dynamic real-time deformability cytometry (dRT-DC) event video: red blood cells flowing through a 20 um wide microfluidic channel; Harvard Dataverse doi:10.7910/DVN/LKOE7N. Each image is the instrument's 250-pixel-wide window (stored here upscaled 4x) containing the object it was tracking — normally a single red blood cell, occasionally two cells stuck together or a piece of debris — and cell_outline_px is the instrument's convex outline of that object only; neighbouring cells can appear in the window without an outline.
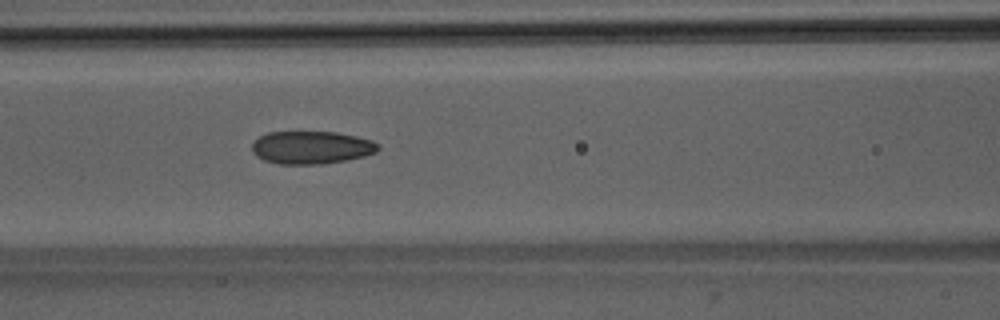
{"species": "Egyptian fruit bat (a non-hibernating species)", "species_latin": "Rousettus aegyptiacus", "temperature_condition": "room temperature", "stored_images_in_passage": 51, "camera_frame_rate_fps": 3000, "um_per_image_px": 0.085, "animal": {"sex": "male"}, "frame": {"image": 1, "passage_image": 22, "time_ms": 7.0, "image_size_px": [1000, 320], "cell_outline_px": [[380, 148], [376, 152], [364, 156], [348, 160], [320, 164], [276, 164], [264, 160], [256, 156], [252, 152], [252, 144], [260, 136], [268, 132], [336, 132], [356, 136], [372, 140], [380, 144]], "centroid_in_image_um": [26.48, 12.54], "position_along_channel_um": 140.1, "area_um2": 24.28}}
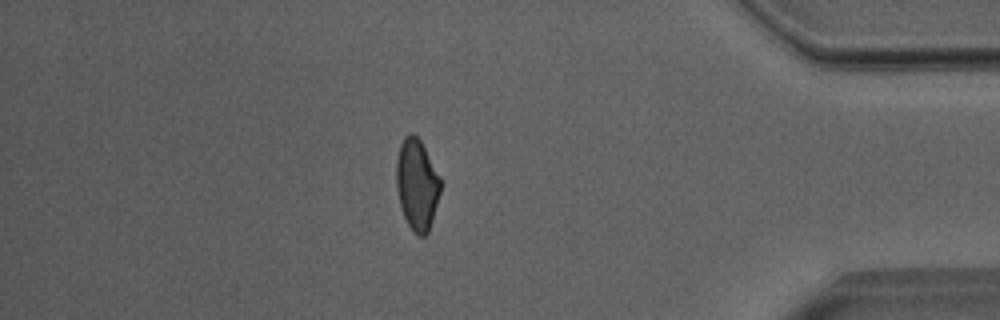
{"frame": {"image": 2, "passage_image": 44, "time_ms": 14.333, "image_size_px": [1000, 320], "cell_outline_px": [[440, 192], [432, 220], [428, 232], [424, 236], [416, 236], [412, 232], [404, 216], [400, 204], [396, 188], [396, 160], [400, 144], [404, 136], [408, 132], [412, 132], [420, 140], [440, 176]], "centroid_in_image_um": [35.42, 15.67], "position_along_channel_um": 399.8, "area_um2": 23.47}}
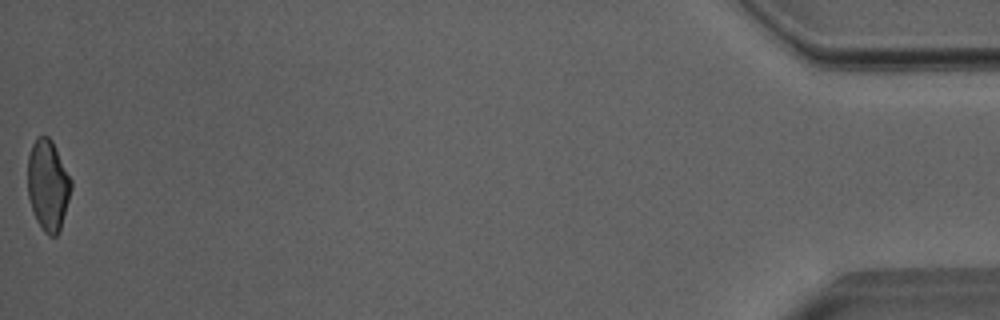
{"frame": {"image": 3, "passage_image": 51, "time_ms": 16.667, "image_size_px": [1000, 320], "cell_outline_px": [[72, 188], [60, 232], [56, 236], [48, 236], [44, 232], [36, 220], [28, 196], [28, 156], [32, 144], [36, 136], [48, 136], [52, 140], [72, 180]], "centroid_in_image_um": [4.09, 15.75], "position_along_channel_um": 431.1, "area_um2": 23.18}, "authors_computed_cell_mechanics": {"area_um2": 24.565, "velocity_mm_per_s": 4.0326, "shape_relaxation_time_tau1_ms": 7.8558, "shape_relaxation_time_tau2_ms": 1.9433, "deformation_change_tau1": 0.1757, "deformation_change_tau2": 0.0775}}